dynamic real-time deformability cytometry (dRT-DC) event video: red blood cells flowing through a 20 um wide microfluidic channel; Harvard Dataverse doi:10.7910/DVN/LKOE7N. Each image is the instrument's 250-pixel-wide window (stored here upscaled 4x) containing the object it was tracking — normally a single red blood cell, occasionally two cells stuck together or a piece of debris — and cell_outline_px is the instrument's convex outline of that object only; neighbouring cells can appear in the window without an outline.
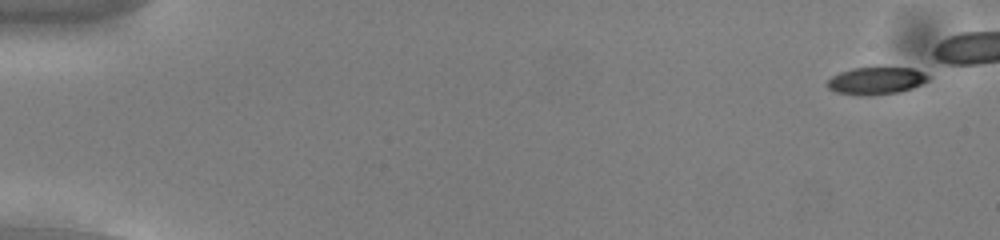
{"species": "common noctule bat (a hibernating species)", "species_latin": "Nyctalus noctula", "temperature_condition": "cold", "stored_images_in_passage": 44, "camera_frame_rate_fps": 3000, "um_per_image_px": 0.085, "animal": {"sex": "male", "body_mass_g": 13.0, "forearm_length_mm": 53.1}, "frame": {"image": 1, "passage_image": 2, "time_ms": 0.333, "image_size_px": [1000, 240], "cell_outline_px": [[928, 80], [912, 88], [900, 92], [872, 96], [860, 96], [836, 92], [828, 88], [828, 80], [832, 76], [840, 72], [852, 68], [912, 68], [928, 76]], "centroid_in_image_um": [74.43, 6.89], "position_along_channel_um": 10.6, "area_um2": 15.95}}
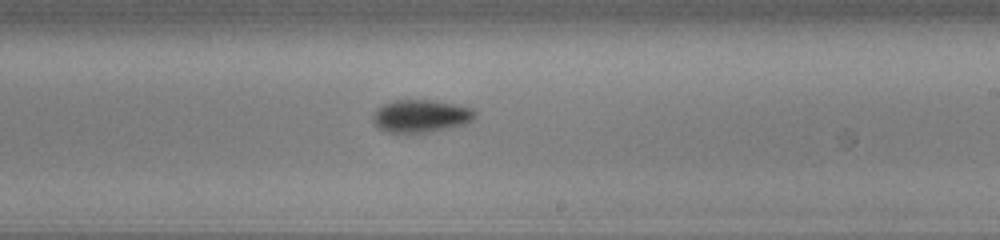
{"frame": {"image": 2, "passage_image": 33, "time_ms": 10.667, "image_size_px": [1000, 240], "cell_outline_px": [[476, 112], [472, 120], [468, 124], [428, 132], [388, 132], [380, 128], [372, 120], [372, 116], [376, 108], [384, 104], [396, 100], [432, 100], [472, 108]], "centroid_in_image_um": [35.77, 9.86], "position_along_channel_um": 253.2, "area_um2": 19.25}}
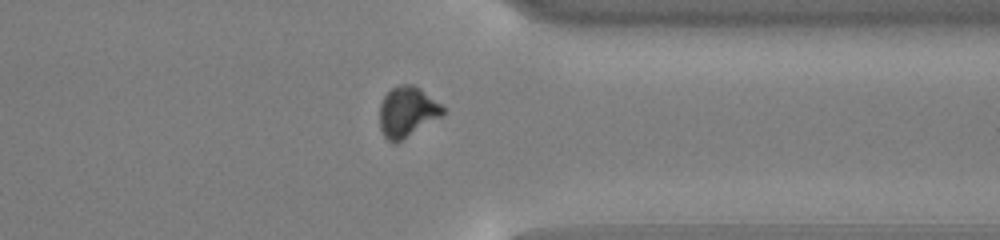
{"frame": {"image": 3, "passage_image": 43, "time_ms": 14.0, "image_size_px": [1000, 240], "cell_outline_px": [[448, 108], [444, 116], [396, 144], [388, 140], [384, 136], [380, 128], [380, 104], [384, 96], [392, 88], [400, 84], [412, 84], [420, 88]], "centroid_in_image_um": [34.67, 9.52], "position_along_channel_um": 376.7, "area_um2": 19.07}}